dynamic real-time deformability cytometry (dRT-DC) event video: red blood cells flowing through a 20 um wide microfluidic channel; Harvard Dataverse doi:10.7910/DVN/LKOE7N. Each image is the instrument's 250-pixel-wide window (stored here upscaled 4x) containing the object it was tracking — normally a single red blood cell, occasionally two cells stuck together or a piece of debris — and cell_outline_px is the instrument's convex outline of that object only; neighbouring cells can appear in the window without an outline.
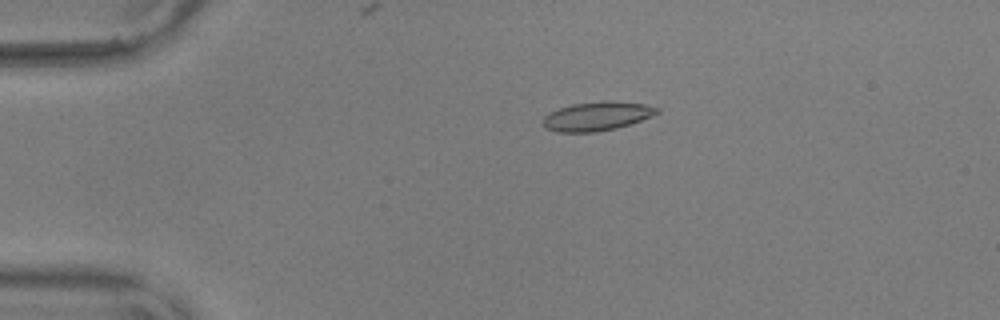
{"species": "common noctule bat (a hibernating species)", "species_latin": "Nyctalus noctula", "temperature_condition": "warm", "stored_images_in_passage": 56, "camera_frame_rate_fps": 3000, "um_per_image_px": 0.085, "animal": {"sex": "male", "body_mass_g": 17.9, "forearm_length_mm": 54.2}, "frame": {"image": 1, "passage_image": 12, "time_ms": 3.667, "image_size_px": [1000, 320], "cell_outline_px": [[660, 112], [652, 116], [616, 128], [596, 132], [556, 132], [544, 128], [544, 116], [560, 108], [572, 104], [604, 100], [608, 100], [644, 104], [660, 108]], "centroid_in_image_um": [50.75, 9.87], "position_along_channel_um": 34.2, "area_um2": 19.13}}
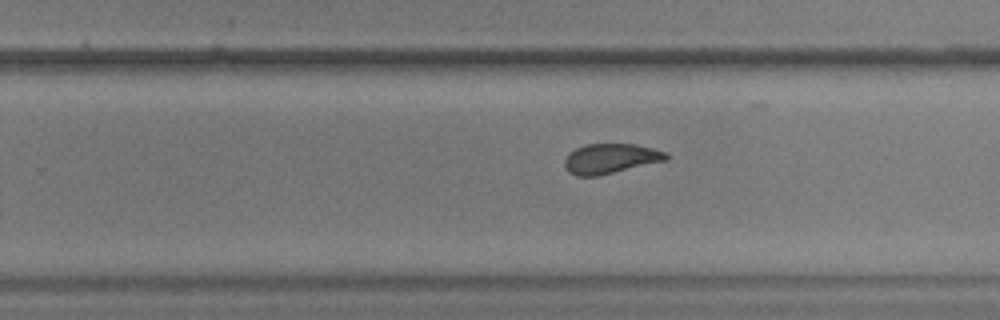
{"frame": {"image": 2, "passage_image": 36, "time_ms": 11.667, "image_size_px": [1000, 320], "cell_outline_px": [[668, 160], [596, 176], [576, 176], [568, 172], [564, 164], [564, 160], [568, 152], [584, 144], [636, 144], [668, 152]], "centroid_in_image_um": [51.88, 13.47], "position_along_channel_um": 277.9, "area_um2": 17.8}}
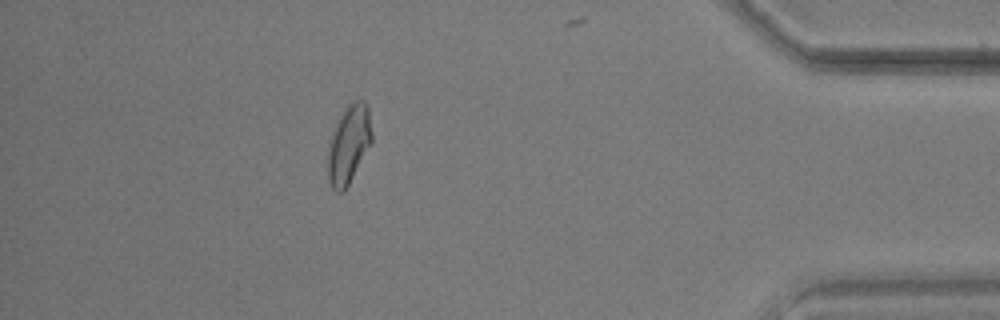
{"frame": {"image": 3, "passage_image": 50, "time_ms": 16.333, "image_size_px": [1000, 320], "cell_outline_px": [[372, 144], [344, 192], [336, 192], [332, 188], [328, 180], [328, 148], [336, 124], [344, 108], [348, 104], [356, 100], [364, 100], [368, 108], [372, 132]], "centroid_in_image_um": [29.66, 12.29], "position_along_channel_um": 405.5, "area_um2": 20.11}, "authors_computed_cell_mechanics": {"area_um2": 18.785, "velocity_mm_per_s": 3.6364, "shape_relaxation_time_tau1_ms": null, "shape_relaxation_time_tau2_ms": 1.7084, "deformation_change_tau1": null, "deformation_change_tau2": 0.0665}}